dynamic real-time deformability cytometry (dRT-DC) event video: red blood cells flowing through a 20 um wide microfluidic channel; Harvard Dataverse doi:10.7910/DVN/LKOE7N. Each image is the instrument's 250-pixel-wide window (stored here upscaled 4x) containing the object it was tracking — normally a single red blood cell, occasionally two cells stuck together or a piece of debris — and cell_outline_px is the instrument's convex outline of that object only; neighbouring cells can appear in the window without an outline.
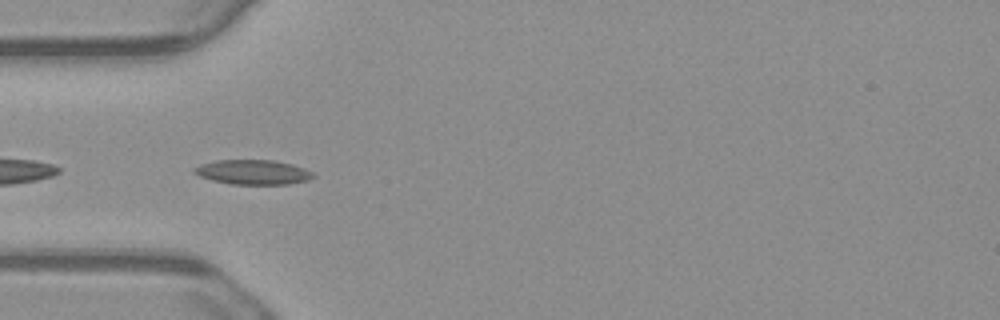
{"species": "common noctule bat (a hibernating species)", "species_latin": "Nyctalus noctula", "temperature_condition": "warm", "stored_images_in_passage": 40, "camera_frame_rate_fps": 3000, "um_per_image_px": 0.085, "animal": {"sex": "male", "body_mass_g": 23.1, "forearm_length_mm": 52.7}, "frame": {"image": 1, "passage_image": 2, "time_ms": 0.333, "image_size_px": [1000, 320], "cell_outline_px": [[316, 176], [308, 180], [288, 184], [232, 184], [212, 180], [200, 176], [192, 172], [192, 168], [200, 164], [216, 160], [272, 160], [292, 164], [304, 168], [312, 172]], "centroid_in_image_um": [21.48, 14.63], "position_along_channel_um": 63.5, "area_um2": 17.11}}
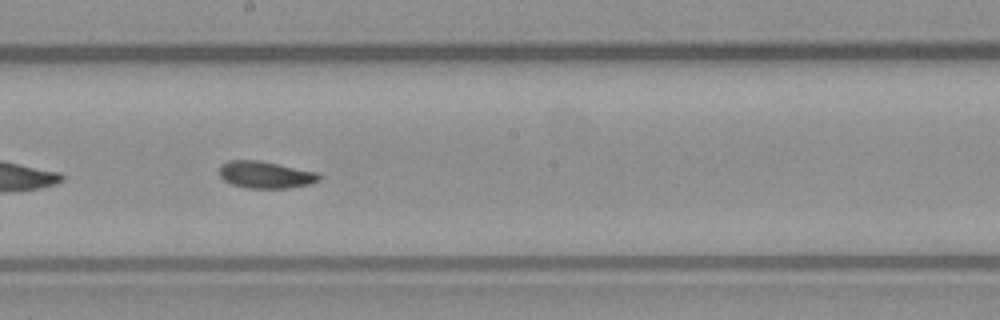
{"frame": {"image": 2, "passage_image": 15, "time_ms": 4.667, "image_size_px": [1000, 320], "cell_outline_px": [[320, 180], [312, 184], [288, 188], [248, 188], [232, 184], [224, 180], [220, 176], [220, 164], [228, 160], [260, 160], [316, 172], [320, 176]], "centroid_in_image_um": [22.56, 14.85], "position_along_channel_um": 225.6, "area_um2": 15.72}}
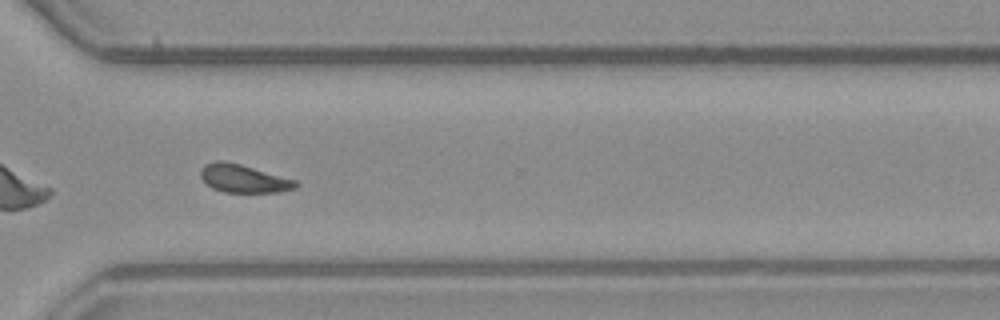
{"frame": {"image": 3, "passage_image": 25, "time_ms": 8.0, "image_size_px": [1000, 320], "cell_outline_px": [[300, 184], [296, 188], [276, 192], [224, 192], [212, 188], [200, 176], [200, 168], [204, 164], [216, 160], [224, 160], [240, 164], [296, 180]], "centroid_in_image_um": [20.68, 15.17], "position_along_channel_um": 349.9, "area_um2": 15.55}}